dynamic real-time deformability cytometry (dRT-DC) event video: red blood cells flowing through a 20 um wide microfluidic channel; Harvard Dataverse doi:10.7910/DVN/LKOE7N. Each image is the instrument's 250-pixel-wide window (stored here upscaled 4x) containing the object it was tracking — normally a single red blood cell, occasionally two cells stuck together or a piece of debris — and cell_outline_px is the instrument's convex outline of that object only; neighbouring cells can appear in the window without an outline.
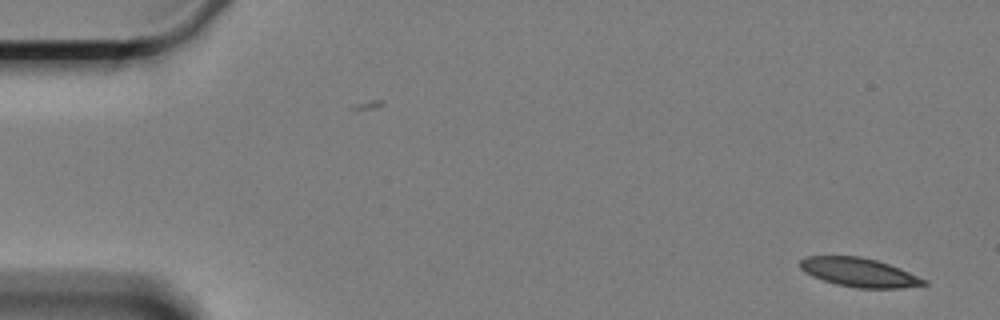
{"species": "Egyptian fruit bat (a non-hibernating species)", "species_latin": "Rousettus aegyptiacus", "temperature_condition": "cold", "stored_images_in_passage": 53, "camera_frame_rate_fps": 3000, "um_per_image_px": 0.085, "animal": {"sex": "female"}, "frame": {"image": 1, "passage_image": 1, "time_ms": 0.0, "image_size_px": [1000, 320], "cell_outline_px": [[928, 284], [900, 288], [856, 288], [836, 284], [812, 276], [804, 272], [800, 268], [800, 260], [808, 256], [860, 256], [876, 260], [900, 268], [928, 280]], "centroid_in_image_um": [73.04, 23.15], "position_along_channel_um": 12.0, "area_um2": 20.81}}
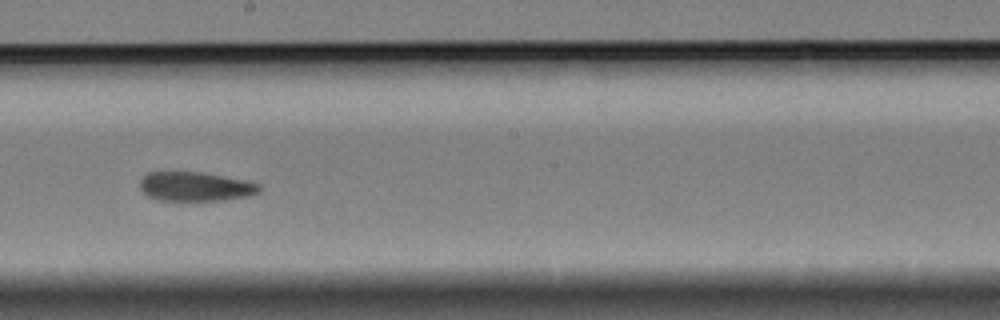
{"frame": {"image": 2, "passage_image": 32, "time_ms": 10.333, "image_size_px": [1000, 320], "cell_outline_px": [[264, 188], [260, 192], [248, 196], [224, 200], [156, 200], [148, 196], [140, 188], [140, 180], [148, 172], [204, 172], [248, 180], [260, 184]], "centroid_in_image_um": [16.67, 15.85], "position_along_channel_um": 231.5, "area_um2": 20.58}}
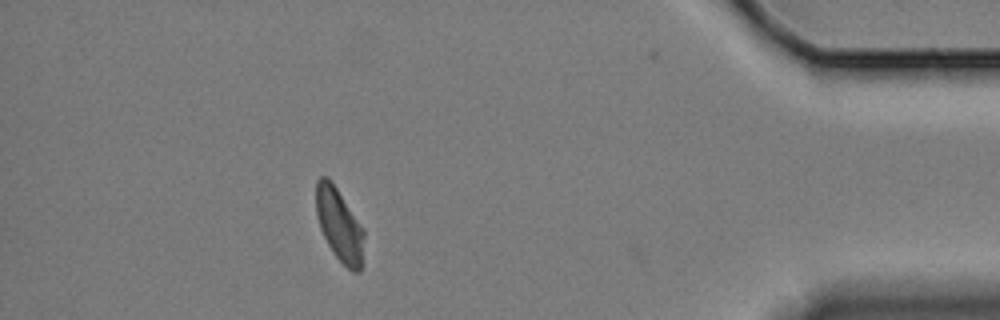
{"frame": {"image": 3, "passage_image": 52, "time_ms": 17.0, "image_size_px": [1000, 320], "cell_outline_px": [[364, 236], [360, 272], [352, 272], [332, 252], [320, 228], [316, 216], [316, 180], [320, 176], [328, 176], [364, 228]], "centroid_in_image_um": [28.83, 19.09], "position_along_channel_um": 406.4, "area_um2": 20.29}, "authors_computed_cell_mechanics": {"area_um2": 21.5016, "velocity_mm_per_s": 3.3079, "shape_relaxation_time_tau1_ms": 11.3544, "shape_relaxation_time_tau2_ms": 3.405, "deformation_change_tau1": 0.2248, "deformation_change_tau2": 0.0952}}